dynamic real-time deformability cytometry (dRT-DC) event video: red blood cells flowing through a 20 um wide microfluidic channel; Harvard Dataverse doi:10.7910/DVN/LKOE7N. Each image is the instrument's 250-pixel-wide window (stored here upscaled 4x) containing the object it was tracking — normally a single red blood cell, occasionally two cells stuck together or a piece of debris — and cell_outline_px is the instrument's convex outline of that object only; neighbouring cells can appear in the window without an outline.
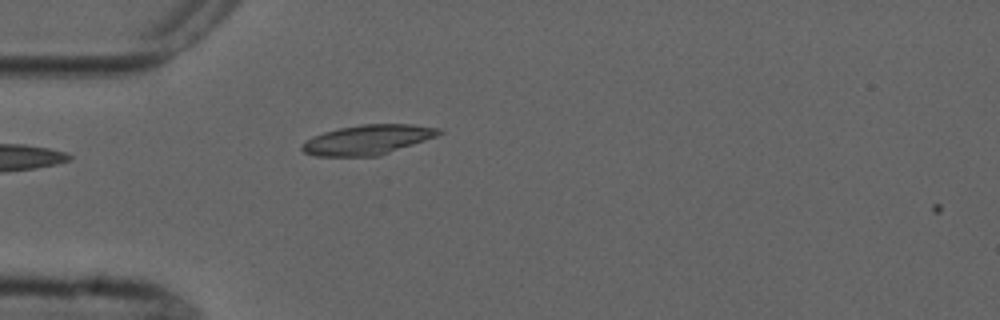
{"species": "common noctule bat (a hibernating species)", "species_latin": "Nyctalus noctula", "temperature_condition": "cold", "stored_images_in_passage": 2, "camera_frame_rate_fps": 3000, "um_per_image_px": 0.085, "animal": {"sex": "male", "forearm_length_mm": 52.5}, "frame": {"image": 1, "passage_image": 2, "time_ms": 1.0, "image_size_px": [1000, 320], "cell_outline_px": [[444, 132], [436, 136], [380, 156], [316, 156], [304, 152], [300, 148], [304, 140], [312, 136], [324, 132], [340, 128], [364, 124], [412, 124], [440, 128]], "centroid_in_image_um": [31.24, 11.88], "position_along_channel_um": 53.8, "area_um2": 23.76}}